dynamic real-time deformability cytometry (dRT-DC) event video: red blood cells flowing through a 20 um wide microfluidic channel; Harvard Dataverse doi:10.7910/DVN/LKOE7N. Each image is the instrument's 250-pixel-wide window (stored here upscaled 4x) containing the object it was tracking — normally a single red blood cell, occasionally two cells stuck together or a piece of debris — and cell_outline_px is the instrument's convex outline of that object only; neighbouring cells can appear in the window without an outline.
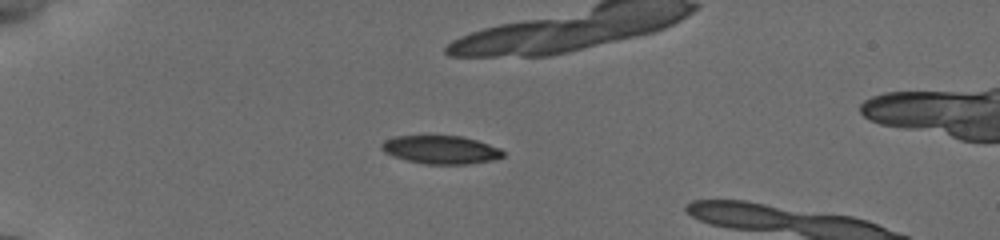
{"species": "common noctule bat (a hibernating species)", "species_latin": "Nyctalus noctula", "temperature_condition": "cold", "stored_images_in_passage": 26, "camera_frame_rate_fps": 3000, "um_per_image_px": 0.085, "animal": {"sex": "female", "body_mass_g": 19.5, "forearm_length_mm": 54.1}, "frame": {"image": 1, "passage_image": 1, "time_ms": 0.0, "image_size_px": [1000, 240], "cell_outline_px": [[504, 156], [492, 160], [468, 164], [424, 164], [392, 156], [384, 152], [380, 148], [380, 144], [384, 140], [396, 136], [460, 136], [476, 140], [500, 148], [504, 152]], "centroid_in_image_um": [37.44, 12.73], "position_along_channel_um": 47.6, "area_um2": 19.94}}
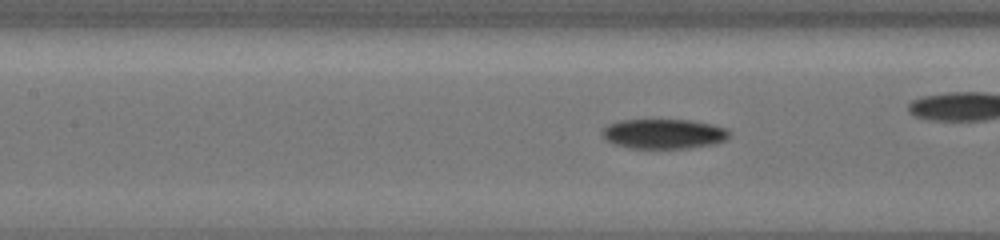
{"frame": {"image": 2, "passage_image": 15, "time_ms": 3.667, "image_size_px": [1000, 240], "cell_outline_px": [[728, 136], [724, 140], [716, 144], [688, 148], [632, 148], [616, 144], [604, 140], [600, 132], [608, 124], [620, 120], [688, 120], [712, 124], [728, 128]], "centroid_in_image_um": [56.4, 11.37], "position_along_channel_um": 151.0, "area_um2": 22.08}}
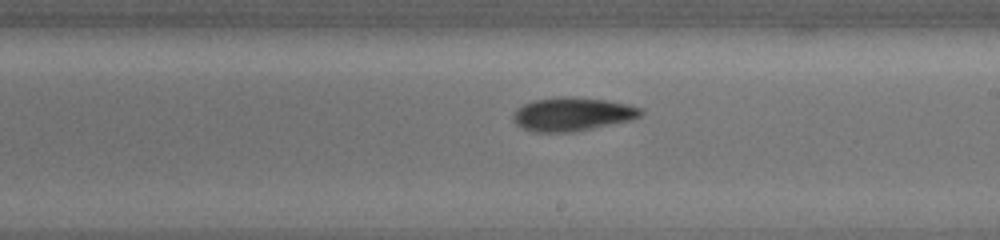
{"frame": {"image": 3, "passage_image": 26, "time_ms": 6.667, "image_size_px": [1000, 240], "cell_outline_px": [[644, 112], [640, 116], [628, 120], [572, 132], [532, 132], [516, 124], [512, 120], [512, 112], [516, 108], [532, 100], [560, 96], [572, 96], [604, 100], [624, 104], [640, 108]], "centroid_in_image_um": [48.55, 9.69], "position_along_channel_um": 240.5, "area_um2": 24.8}}